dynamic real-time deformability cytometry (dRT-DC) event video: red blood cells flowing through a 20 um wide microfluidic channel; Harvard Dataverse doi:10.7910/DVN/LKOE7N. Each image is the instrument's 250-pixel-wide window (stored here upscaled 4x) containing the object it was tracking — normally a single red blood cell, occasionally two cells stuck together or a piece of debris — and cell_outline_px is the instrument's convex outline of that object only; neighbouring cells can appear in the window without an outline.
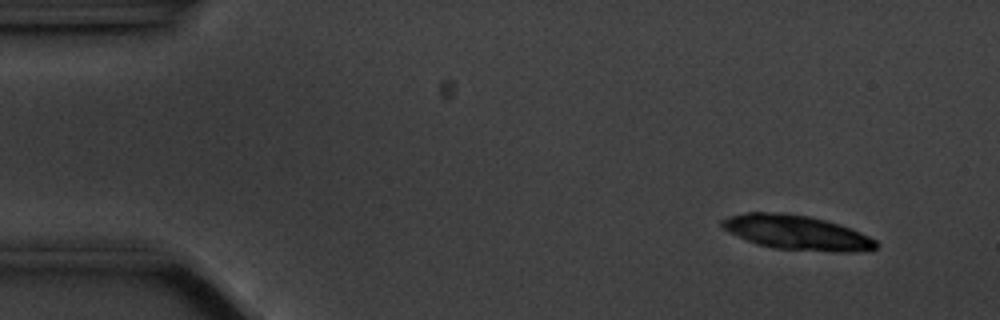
{"species": "common noctule bat (a hibernating species)", "species_latin": "Nyctalus noctula", "temperature_condition": "cold", "stored_images_in_passage": 22, "camera_frame_rate_fps": 3000, "um_per_image_px": 0.085, "animal": {"sex": "male", "body_mass_g": 20.1, "forearm_length_mm": 53.5}, "frame": {"image": 1, "passage_image": 1, "time_ms": 0.0, "image_size_px": [1000, 320], "cell_outline_px": [[880, 244], [876, 248], [852, 252], [836, 252], [772, 248], [756, 244], [724, 228], [720, 224], [720, 220], [728, 216], [748, 212], [784, 212], [808, 216], [828, 220], [840, 224], [860, 232], [876, 240]], "centroid_in_image_um": [67.75, 19.76], "position_along_channel_um": 17.2, "area_um2": 30.98}}